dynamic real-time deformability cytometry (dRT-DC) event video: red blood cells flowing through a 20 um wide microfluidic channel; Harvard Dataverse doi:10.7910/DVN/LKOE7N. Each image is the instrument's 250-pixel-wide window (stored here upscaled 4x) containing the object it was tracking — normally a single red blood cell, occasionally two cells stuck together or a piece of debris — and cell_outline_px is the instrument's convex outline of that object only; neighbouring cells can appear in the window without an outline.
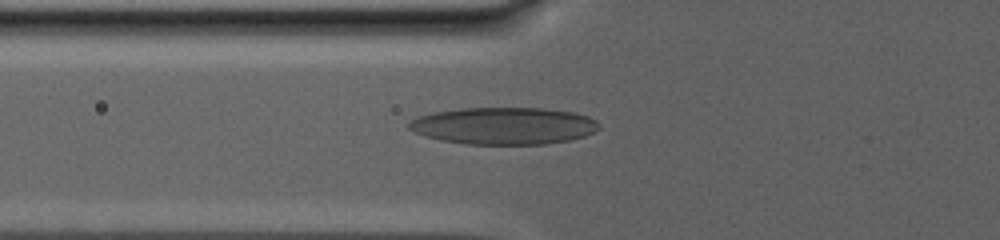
{"species": "human", "species_latin": "Homo sapiens", "temperature_condition": "warm", "stored_images_in_passage": 34, "camera_frame_rate_fps": 3000, "um_per_image_px": 0.085, "donor": {"sex": "male"}, "frame": {"image": 1, "passage_image": 2, "time_ms": 1.0, "image_size_px": [1000, 240], "cell_outline_px": [[600, 128], [584, 136], [568, 140], [548, 144], [464, 144], [440, 140], [424, 136], [408, 128], [408, 124], [412, 120], [420, 116], [436, 112], [460, 108], [544, 108], [572, 112], [588, 116], [596, 120], [600, 124]], "centroid_in_image_um": [42.84, 10.7], "position_along_channel_um": 83.0, "area_um2": 41.04}}
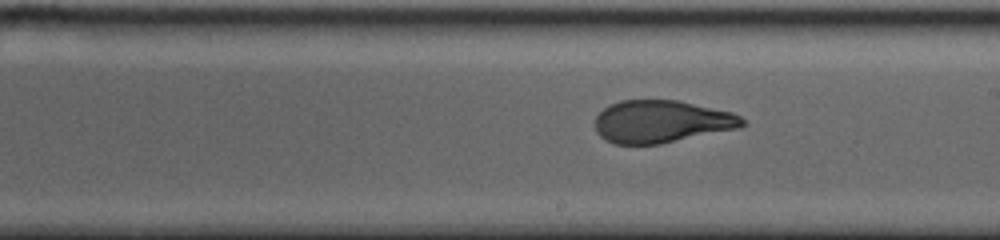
{"frame": {"image": 2, "passage_image": 9, "time_ms": 6.667, "image_size_px": [1000, 240], "cell_outline_px": [[744, 124], [740, 128], [660, 144], [612, 144], [604, 140], [596, 132], [596, 116], [608, 104], [620, 100], [676, 100], [732, 112], [740, 116], [744, 120]], "centroid_in_image_um": [56.2, 10.34], "position_along_channel_um": 232.8, "area_um2": 36.53}}
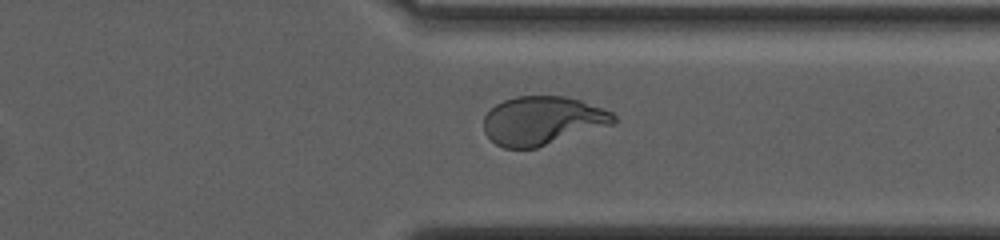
{"frame": {"image": 3, "passage_image": 23, "time_ms": 11.667, "image_size_px": [1000, 240], "cell_outline_px": [[616, 120], [612, 124], [536, 148], [504, 148], [496, 144], [484, 132], [484, 116], [496, 104], [504, 100], [516, 96], [564, 96], [580, 100], [612, 112], [616, 116]], "centroid_in_image_um": [46.09, 10.25], "position_along_channel_um": 365.3, "area_um2": 36.47}, "authors_computed_cell_mechanics": {"area_um2": 37.4544, "velocity_mm_per_s": 2.6495, "shape_relaxation_time_tau1_ms": null, "shape_relaxation_time_tau2_ms": 1.3714, "deformation_change_tau1": null, "deformation_change_tau2": 0.0775}}